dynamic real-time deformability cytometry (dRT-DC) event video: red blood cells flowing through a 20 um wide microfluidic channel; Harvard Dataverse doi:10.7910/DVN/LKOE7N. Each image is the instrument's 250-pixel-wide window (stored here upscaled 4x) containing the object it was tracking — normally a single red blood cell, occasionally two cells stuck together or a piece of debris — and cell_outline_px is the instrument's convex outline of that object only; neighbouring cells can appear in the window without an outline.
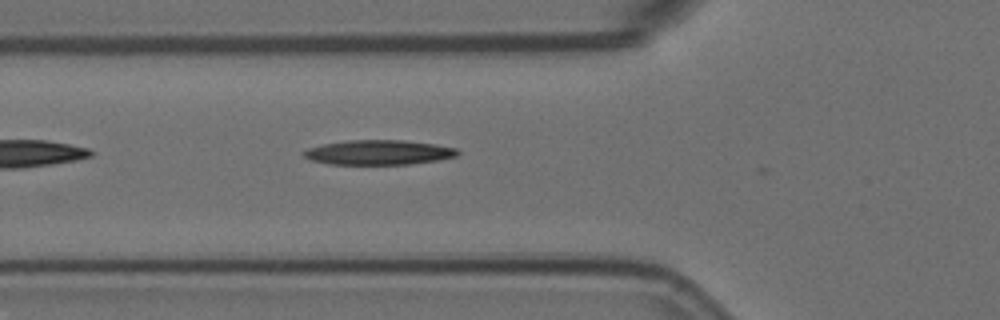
{"species": "Egyptian fruit bat (a non-hibernating species)", "species_latin": "Rousettus aegyptiacus", "temperature_condition": "room temperature", "stored_images_in_passage": 2, "camera_frame_rate_fps": 3000, "um_per_image_px": 0.085, "animal": {"sex": "female"}, "frame": {"image": 1, "passage_image": 2, "time_ms": 0.333, "image_size_px": [1000, 320], "cell_outline_px": [[460, 152], [456, 156], [436, 160], [408, 164], [328, 164], [312, 160], [304, 156], [300, 152], [308, 148], [324, 144], [348, 140], [404, 140], [436, 144], [456, 148]], "centroid_in_image_um": [32.17, 12.95], "position_along_channel_um": 93.6, "area_um2": 22.08}}